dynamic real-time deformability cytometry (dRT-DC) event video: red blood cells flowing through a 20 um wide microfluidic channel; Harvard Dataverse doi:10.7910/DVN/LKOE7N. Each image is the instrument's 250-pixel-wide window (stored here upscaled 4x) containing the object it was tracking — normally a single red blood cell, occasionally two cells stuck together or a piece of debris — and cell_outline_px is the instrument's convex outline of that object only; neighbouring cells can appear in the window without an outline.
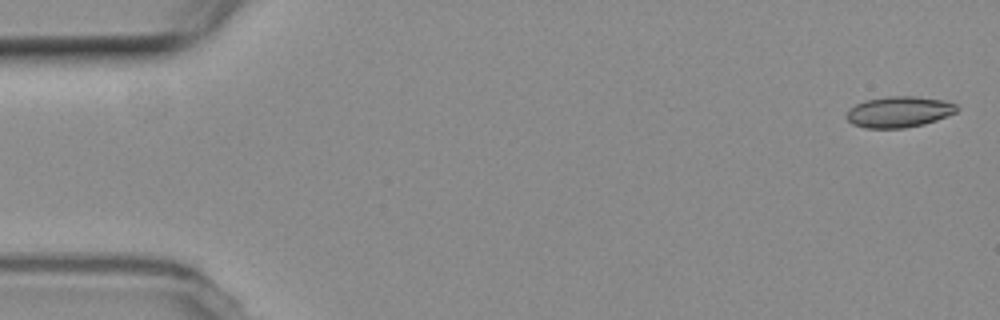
{"species": "common noctule bat (a hibernating species)", "species_latin": "Nyctalus noctula", "temperature_condition": "room temperature", "stored_images_in_passage": 5, "camera_frame_rate_fps": 3000, "um_per_image_px": 0.085, "animal": {"sex": "female", "body_mass_g": 19.3, "forearm_length_mm": 54.1}, "frame": {"image": 1, "passage_image": 1, "time_ms": 0.0, "image_size_px": [1000, 320], "cell_outline_px": [[960, 108], [956, 112], [936, 120], [924, 124], [904, 128], [864, 128], [852, 124], [844, 116], [856, 104], [864, 100], [888, 96], [912, 96], [940, 100], [956, 104]], "centroid_in_image_um": [76.39, 9.51], "position_along_channel_um": 8.6, "area_um2": 19.83}}
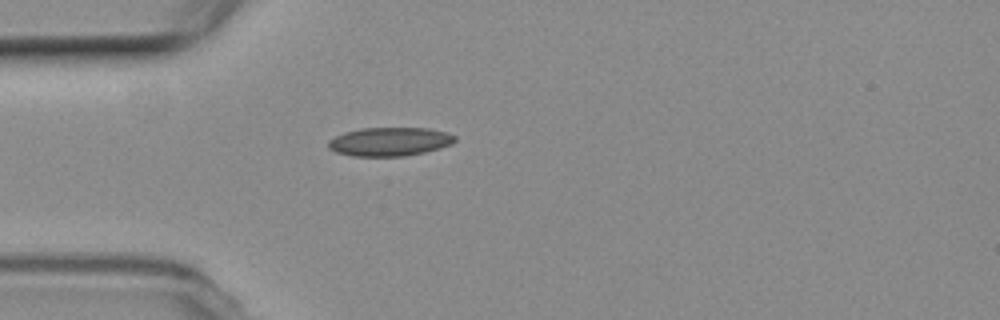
{"frame": {"image": 2, "passage_image": 5, "time_ms": 4.667, "image_size_px": [1000, 320], "cell_outline_px": [[456, 140], [452, 144], [440, 148], [424, 152], [404, 156], [352, 156], [336, 152], [328, 148], [328, 140], [344, 132], [364, 128], [428, 128], [444, 132], [456, 136]], "centroid_in_image_um": [33.11, 12.04], "position_along_channel_um": 51.9, "area_um2": 21.1}}